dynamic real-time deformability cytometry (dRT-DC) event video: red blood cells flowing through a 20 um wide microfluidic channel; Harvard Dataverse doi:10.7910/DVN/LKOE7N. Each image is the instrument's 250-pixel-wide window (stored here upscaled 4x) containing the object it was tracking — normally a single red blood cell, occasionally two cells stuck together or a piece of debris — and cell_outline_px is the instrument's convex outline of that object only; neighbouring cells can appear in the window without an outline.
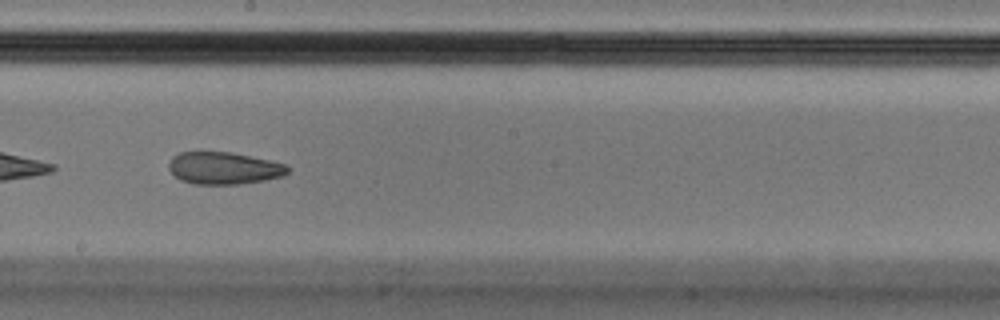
{"species": "Egyptian fruit bat (a non-hibernating species)", "species_latin": "Rousettus aegyptiacus", "temperature_condition": "cold", "stored_images_in_passage": 55, "camera_frame_rate_fps": 3000, "um_per_image_px": 0.085, "animal": {"sex": "male"}, "frame": {"image": 1, "passage_image": 32, "time_ms": 10.333, "image_size_px": [1000, 320], "cell_outline_px": [[288, 172], [284, 176], [264, 180], [240, 184], [192, 184], [180, 180], [168, 168], [168, 164], [172, 156], [180, 152], [200, 148], [232, 152], [288, 164]], "centroid_in_image_um": [18.97, 14.24], "position_along_channel_um": 229.2, "area_um2": 23.18}}